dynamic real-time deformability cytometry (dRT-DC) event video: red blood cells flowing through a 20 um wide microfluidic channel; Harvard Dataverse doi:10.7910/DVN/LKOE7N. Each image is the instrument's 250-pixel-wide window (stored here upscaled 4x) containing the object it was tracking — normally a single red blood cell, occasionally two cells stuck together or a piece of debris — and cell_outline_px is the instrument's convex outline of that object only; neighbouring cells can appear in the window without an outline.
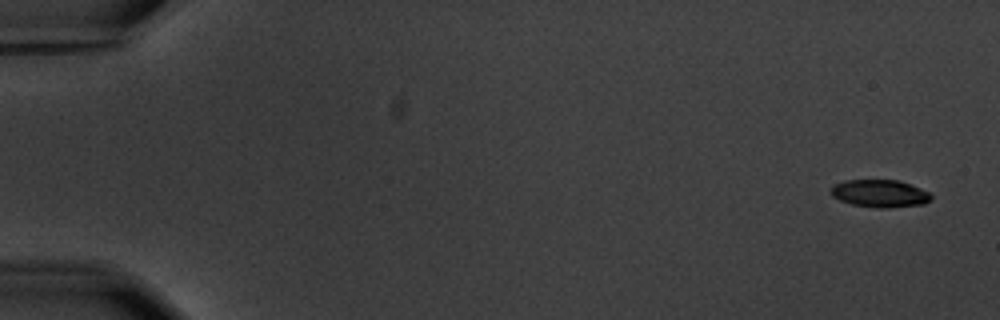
{"species": "common noctule bat (a hibernating species)", "species_latin": "Nyctalus noctula", "temperature_condition": "warm", "stored_images_in_passage": 5, "segment_of_instrument_passage": [1, 2], "camera_frame_rate_fps": 3000, "um_per_image_px": 0.085, "animal": {"sex": "male", "body_mass_g": 20.1, "forearm_length_mm": 53.5}, "frame": {"image": 1, "passage_image": 1, "time_ms": 0.0, "image_size_px": [1000, 320], "cell_outline_px": [[932, 196], [924, 204], [888, 208], [876, 208], [852, 204], [840, 200], [832, 196], [828, 188], [832, 184], [844, 180], [900, 180], [920, 188], [928, 192]], "centroid_in_image_um": [74.73, 16.44], "position_along_channel_um": 10.3, "area_um2": 16.24}}